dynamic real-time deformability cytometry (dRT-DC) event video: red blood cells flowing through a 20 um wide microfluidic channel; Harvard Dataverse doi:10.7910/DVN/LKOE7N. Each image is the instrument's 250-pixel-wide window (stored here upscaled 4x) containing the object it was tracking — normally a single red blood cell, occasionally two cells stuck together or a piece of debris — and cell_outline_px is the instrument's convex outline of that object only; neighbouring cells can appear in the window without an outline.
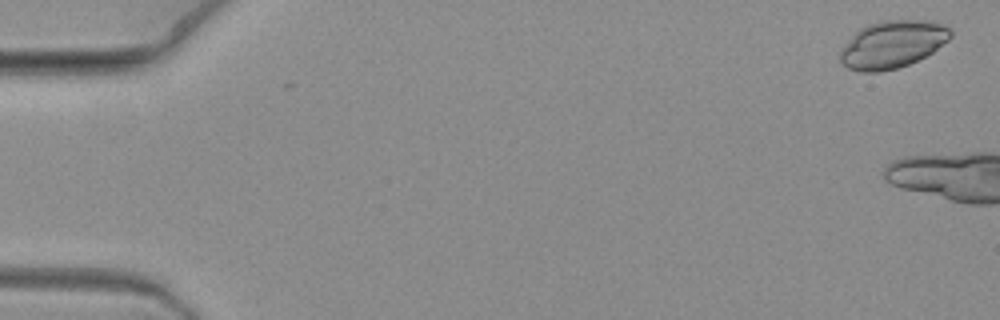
{"species": "common noctule bat (a hibernating species)", "species_latin": "Nyctalus noctula", "temperature_condition": "warm", "stored_images_in_passage": 3, "camera_frame_rate_fps": 3000, "um_per_image_px": 0.085, "animal": {"sex": "female", "body_mass_g": 19.3, "forearm_length_mm": 54.1}, "frame": {"image": 1, "passage_image": 1, "time_ms": 0.0, "image_size_px": [1000, 320], "cell_outline_px": [[952, 36], [948, 40], [932, 52], [908, 64], [896, 68], [880, 72], [860, 72], [848, 68], [840, 60], [840, 48], [860, 28], [868, 24], [880, 20], [932, 20], [944, 24], [952, 32]], "centroid_in_image_um": [75.85, 3.75], "position_along_channel_um": 9.2, "area_um2": 30.52}}